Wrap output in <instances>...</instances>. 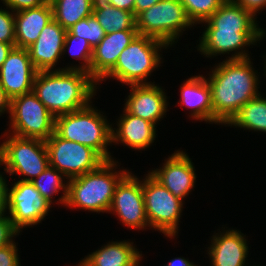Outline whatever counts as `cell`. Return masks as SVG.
Wrapping results in <instances>:
<instances>
[{
  "instance_id": "6da1fadb",
  "label": "cell",
  "mask_w": 266,
  "mask_h": 266,
  "mask_svg": "<svg viewBox=\"0 0 266 266\" xmlns=\"http://www.w3.org/2000/svg\"><path fill=\"white\" fill-rule=\"evenodd\" d=\"M250 58L224 59L211 68L207 82L211 89L213 124L226 125L236 112L261 92L258 71Z\"/></svg>"
},
{
  "instance_id": "7a4b0ae2",
  "label": "cell",
  "mask_w": 266,
  "mask_h": 266,
  "mask_svg": "<svg viewBox=\"0 0 266 266\" xmlns=\"http://www.w3.org/2000/svg\"><path fill=\"white\" fill-rule=\"evenodd\" d=\"M98 83L81 70L40 71L33 82V92L56 118L92 103Z\"/></svg>"
},
{
  "instance_id": "3957f363",
  "label": "cell",
  "mask_w": 266,
  "mask_h": 266,
  "mask_svg": "<svg viewBox=\"0 0 266 266\" xmlns=\"http://www.w3.org/2000/svg\"><path fill=\"white\" fill-rule=\"evenodd\" d=\"M120 167L114 159L105 161L99 168L84 175L70 179L66 207L88 210V212L108 213L114 192L120 180L129 172Z\"/></svg>"
},
{
  "instance_id": "277c9868",
  "label": "cell",
  "mask_w": 266,
  "mask_h": 266,
  "mask_svg": "<svg viewBox=\"0 0 266 266\" xmlns=\"http://www.w3.org/2000/svg\"><path fill=\"white\" fill-rule=\"evenodd\" d=\"M103 114L90 103L82 109L56 117L55 132L63 139L95 150L105 161L114 160L108 150L112 144V124Z\"/></svg>"
},
{
  "instance_id": "5b68a950",
  "label": "cell",
  "mask_w": 266,
  "mask_h": 266,
  "mask_svg": "<svg viewBox=\"0 0 266 266\" xmlns=\"http://www.w3.org/2000/svg\"><path fill=\"white\" fill-rule=\"evenodd\" d=\"M168 47L161 40L138 34L120 53L115 67L98 85L109 78L126 85L154 84L148 82V77L161 66L163 54L160 52Z\"/></svg>"
},
{
  "instance_id": "8992f818",
  "label": "cell",
  "mask_w": 266,
  "mask_h": 266,
  "mask_svg": "<svg viewBox=\"0 0 266 266\" xmlns=\"http://www.w3.org/2000/svg\"><path fill=\"white\" fill-rule=\"evenodd\" d=\"M0 144V167L6 174L18 176V180L32 181L49 165L46 143L40 139L21 138L5 132ZM20 178V179H19Z\"/></svg>"
},
{
  "instance_id": "52a82bcc",
  "label": "cell",
  "mask_w": 266,
  "mask_h": 266,
  "mask_svg": "<svg viewBox=\"0 0 266 266\" xmlns=\"http://www.w3.org/2000/svg\"><path fill=\"white\" fill-rule=\"evenodd\" d=\"M135 18L140 35L161 40L170 47L178 42L184 31L194 27L179 0H161Z\"/></svg>"
},
{
  "instance_id": "ba28073f",
  "label": "cell",
  "mask_w": 266,
  "mask_h": 266,
  "mask_svg": "<svg viewBox=\"0 0 266 266\" xmlns=\"http://www.w3.org/2000/svg\"><path fill=\"white\" fill-rule=\"evenodd\" d=\"M8 123L5 131L21 138L46 141L55 132V117L33 91L11 100Z\"/></svg>"
},
{
  "instance_id": "9c48e42d",
  "label": "cell",
  "mask_w": 266,
  "mask_h": 266,
  "mask_svg": "<svg viewBox=\"0 0 266 266\" xmlns=\"http://www.w3.org/2000/svg\"><path fill=\"white\" fill-rule=\"evenodd\" d=\"M142 191L150 229L175 238L184 202L155 180L149 173L142 178Z\"/></svg>"
},
{
  "instance_id": "30bf717a",
  "label": "cell",
  "mask_w": 266,
  "mask_h": 266,
  "mask_svg": "<svg viewBox=\"0 0 266 266\" xmlns=\"http://www.w3.org/2000/svg\"><path fill=\"white\" fill-rule=\"evenodd\" d=\"M49 165L68 180L99 168L105 160L93 149L61 138L54 132L46 141Z\"/></svg>"
},
{
  "instance_id": "8fae6325",
  "label": "cell",
  "mask_w": 266,
  "mask_h": 266,
  "mask_svg": "<svg viewBox=\"0 0 266 266\" xmlns=\"http://www.w3.org/2000/svg\"><path fill=\"white\" fill-rule=\"evenodd\" d=\"M7 211L13 226L21 233L25 227L40 224L52 208L31 181L18 180L8 188Z\"/></svg>"
},
{
  "instance_id": "7c38bea8",
  "label": "cell",
  "mask_w": 266,
  "mask_h": 266,
  "mask_svg": "<svg viewBox=\"0 0 266 266\" xmlns=\"http://www.w3.org/2000/svg\"><path fill=\"white\" fill-rule=\"evenodd\" d=\"M202 23L207 25L203 27L197 51L206 58L231 52L227 59L251 58L246 48L263 40V31H218L207 20Z\"/></svg>"
},
{
  "instance_id": "4fadbf2b",
  "label": "cell",
  "mask_w": 266,
  "mask_h": 266,
  "mask_svg": "<svg viewBox=\"0 0 266 266\" xmlns=\"http://www.w3.org/2000/svg\"><path fill=\"white\" fill-rule=\"evenodd\" d=\"M108 213H115L114 215H117L116 217L127 228L150 229L144 204L142 180L131 171L117 184Z\"/></svg>"
},
{
  "instance_id": "5bb4252c",
  "label": "cell",
  "mask_w": 266,
  "mask_h": 266,
  "mask_svg": "<svg viewBox=\"0 0 266 266\" xmlns=\"http://www.w3.org/2000/svg\"><path fill=\"white\" fill-rule=\"evenodd\" d=\"M163 165L148 173L173 195L184 201L195 188L197 175L194 164L186 152L177 150L164 159Z\"/></svg>"
},
{
  "instance_id": "9a60e30c",
  "label": "cell",
  "mask_w": 266,
  "mask_h": 266,
  "mask_svg": "<svg viewBox=\"0 0 266 266\" xmlns=\"http://www.w3.org/2000/svg\"><path fill=\"white\" fill-rule=\"evenodd\" d=\"M37 72L28 49L13 47L0 67V85L12 100L33 91Z\"/></svg>"
},
{
  "instance_id": "2e32d148",
  "label": "cell",
  "mask_w": 266,
  "mask_h": 266,
  "mask_svg": "<svg viewBox=\"0 0 266 266\" xmlns=\"http://www.w3.org/2000/svg\"><path fill=\"white\" fill-rule=\"evenodd\" d=\"M129 87L131 90L125 99L123 109L154 125L159 124L160 119H163L169 111L165 89L157 84L129 85Z\"/></svg>"
},
{
  "instance_id": "e0dca14e",
  "label": "cell",
  "mask_w": 266,
  "mask_h": 266,
  "mask_svg": "<svg viewBox=\"0 0 266 266\" xmlns=\"http://www.w3.org/2000/svg\"><path fill=\"white\" fill-rule=\"evenodd\" d=\"M66 32L67 30L53 19L42 29L37 40L27 48L31 62L38 72L64 70L62 67H55L63 57Z\"/></svg>"
},
{
  "instance_id": "ac0fdd59",
  "label": "cell",
  "mask_w": 266,
  "mask_h": 266,
  "mask_svg": "<svg viewBox=\"0 0 266 266\" xmlns=\"http://www.w3.org/2000/svg\"><path fill=\"white\" fill-rule=\"evenodd\" d=\"M211 244L207 248L210 266H247L249 254L248 241L238 229H229L218 233L214 232ZM247 264V265H246Z\"/></svg>"
},
{
  "instance_id": "d6986e66",
  "label": "cell",
  "mask_w": 266,
  "mask_h": 266,
  "mask_svg": "<svg viewBox=\"0 0 266 266\" xmlns=\"http://www.w3.org/2000/svg\"><path fill=\"white\" fill-rule=\"evenodd\" d=\"M138 34L137 30H122L108 33L93 48L90 75L97 83L115 67L120 53Z\"/></svg>"
},
{
  "instance_id": "ffe728a7",
  "label": "cell",
  "mask_w": 266,
  "mask_h": 266,
  "mask_svg": "<svg viewBox=\"0 0 266 266\" xmlns=\"http://www.w3.org/2000/svg\"><path fill=\"white\" fill-rule=\"evenodd\" d=\"M118 118L117 128H111L112 143H120L136 151H145L153 145L157 135L156 125L128 113L125 109Z\"/></svg>"
},
{
  "instance_id": "44dd1931",
  "label": "cell",
  "mask_w": 266,
  "mask_h": 266,
  "mask_svg": "<svg viewBox=\"0 0 266 266\" xmlns=\"http://www.w3.org/2000/svg\"><path fill=\"white\" fill-rule=\"evenodd\" d=\"M180 99L177 104L190 109L189 117L195 121L213 124L211 89L206 76H192L180 86Z\"/></svg>"
},
{
  "instance_id": "7402d4cb",
  "label": "cell",
  "mask_w": 266,
  "mask_h": 266,
  "mask_svg": "<svg viewBox=\"0 0 266 266\" xmlns=\"http://www.w3.org/2000/svg\"><path fill=\"white\" fill-rule=\"evenodd\" d=\"M15 47L28 48L40 36L42 29L53 20V10L49 1L45 4L14 13Z\"/></svg>"
},
{
  "instance_id": "603a6c76",
  "label": "cell",
  "mask_w": 266,
  "mask_h": 266,
  "mask_svg": "<svg viewBox=\"0 0 266 266\" xmlns=\"http://www.w3.org/2000/svg\"><path fill=\"white\" fill-rule=\"evenodd\" d=\"M130 240L111 241L93 251L75 266H133L142 259V251Z\"/></svg>"
},
{
  "instance_id": "cb8c5ba5",
  "label": "cell",
  "mask_w": 266,
  "mask_h": 266,
  "mask_svg": "<svg viewBox=\"0 0 266 266\" xmlns=\"http://www.w3.org/2000/svg\"><path fill=\"white\" fill-rule=\"evenodd\" d=\"M207 21L218 31H263V38L266 37L257 18L233 0H226Z\"/></svg>"
},
{
  "instance_id": "d4e9b609",
  "label": "cell",
  "mask_w": 266,
  "mask_h": 266,
  "mask_svg": "<svg viewBox=\"0 0 266 266\" xmlns=\"http://www.w3.org/2000/svg\"><path fill=\"white\" fill-rule=\"evenodd\" d=\"M262 96L245 103L225 126L266 133V97Z\"/></svg>"
},
{
  "instance_id": "484cf974",
  "label": "cell",
  "mask_w": 266,
  "mask_h": 266,
  "mask_svg": "<svg viewBox=\"0 0 266 266\" xmlns=\"http://www.w3.org/2000/svg\"><path fill=\"white\" fill-rule=\"evenodd\" d=\"M53 19L65 30L92 15V0H51Z\"/></svg>"
},
{
  "instance_id": "4316f807",
  "label": "cell",
  "mask_w": 266,
  "mask_h": 266,
  "mask_svg": "<svg viewBox=\"0 0 266 266\" xmlns=\"http://www.w3.org/2000/svg\"><path fill=\"white\" fill-rule=\"evenodd\" d=\"M65 179H67L65 181ZM35 188L39 191L40 195L44 197L51 204L56 201L57 205L66 204V198L68 194V178L54 167L48 165L47 168L34 180L31 181ZM66 182V183H65ZM62 191L63 194L56 200H52L53 195H59ZM60 203V204H58Z\"/></svg>"
},
{
  "instance_id": "83f0119b",
  "label": "cell",
  "mask_w": 266,
  "mask_h": 266,
  "mask_svg": "<svg viewBox=\"0 0 266 266\" xmlns=\"http://www.w3.org/2000/svg\"><path fill=\"white\" fill-rule=\"evenodd\" d=\"M97 22L105 30L106 34L122 31L137 30L136 18L133 12L109 5L105 9H92Z\"/></svg>"
},
{
  "instance_id": "f1b7e54d",
  "label": "cell",
  "mask_w": 266,
  "mask_h": 266,
  "mask_svg": "<svg viewBox=\"0 0 266 266\" xmlns=\"http://www.w3.org/2000/svg\"><path fill=\"white\" fill-rule=\"evenodd\" d=\"M67 52L70 53L73 58L82 61L79 62V65H67V67H64V70H81L90 74L93 48L86 39L76 37L67 30L62 52L63 56L67 54Z\"/></svg>"
},
{
  "instance_id": "f546056e",
  "label": "cell",
  "mask_w": 266,
  "mask_h": 266,
  "mask_svg": "<svg viewBox=\"0 0 266 266\" xmlns=\"http://www.w3.org/2000/svg\"><path fill=\"white\" fill-rule=\"evenodd\" d=\"M194 26L206 21L226 0H179Z\"/></svg>"
},
{
  "instance_id": "4dcf8cb0",
  "label": "cell",
  "mask_w": 266,
  "mask_h": 266,
  "mask_svg": "<svg viewBox=\"0 0 266 266\" xmlns=\"http://www.w3.org/2000/svg\"><path fill=\"white\" fill-rule=\"evenodd\" d=\"M68 31L76 37L86 39L92 48H95L106 35L105 30L93 14L78 21Z\"/></svg>"
},
{
  "instance_id": "1f68e13d",
  "label": "cell",
  "mask_w": 266,
  "mask_h": 266,
  "mask_svg": "<svg viewBox=\"0 0 266 266\" xmlns=\"http://www.w3.org/2000/svg\"><path fill=\"white\" fill-rule=\"evenodd\" d=\"M0 42L15 44L14 12L6 6L0 8Z\"/></svg>"
},
{
  "instance_id": "d6a6232c",
  "label": "cell",
  "mask_w": 266,
  "mask_h": 266,
  "mask_svg": "<svg viewBox=\"0 0 266 266\" xmlns=\"http://www.w3.org/2000/svg\"><path fill=\"white\" fill-rule=\"evenodd\" d=\"M19 234L8 215L0 216V248L12 244Z\"/></svg>"
},
{
  "instance_id": "836d02e7",
  "label": "cell",
  "mask_w": 266,
  "mask_h": 266,
  "mask_svg": "<svg viewBox=\"0 0 266 266\" xmlns=\"http://www.w3.org/2000/svg\"><path fill=\"white\" fill-rule=\"evenodd\" d=\"M16 244L14 241L12 244L0 248V266H21Z\"/></svg>"
},
{
  "instance_id": "e575fe53",
  "label": "cell",
  "mask_w": 266,
  "mask_h": 266,
  "mask_svg": "<svg viewBox=\"0 0 266 266\" xmlns=\"http://www.w3.org/2000/svg\"><path fill=\"white\" fill-rule=\"evenodd\" d=\"M4 6H7L12 12L35 8L45 4L46 0H1Z\"/></svg>"
},
{
  "instance_id": "d590c367",
  "label": "cell",
  "mask_w": 266,
  "mask_h": 266,
  "mask_svg": "<svg viewBox=\"0 0 266 266\" xmlns=\"http://www.w3.org/2000/svg\"><path fill=\"white\" fill-rule=\"evenodd\" d=\"M246 11L250 12L255 18L257 13L260 14L266 9V0H233ZM260 11V12H259Z\"/></svg>"
},
{
  "instance_id": "8d00e7d4",
  "label": "cell",
  "mask_w": 266,
  "mask_h": 266,
  "mask_svg": "<svg viewBox=\"0 0 266 266\" xmlns=\"http://www.w3.org/2000/svg\"><path fill=\"white\" fill-rule=\"evenodd\" d=\"M6 176L0 172V216L7 214L8 183Z\"/></svg>"
},
{
  "instance_id": "74e56055",
  "label": "cell",
  "mask_w": 266,
  "mask_h": 266,
  "mask_svg": "<svg viewBox=\"0 0 266 266\" xmlns=\"http://www.w3.org/2000/svg\"><path fill=\"white\" fill-rule=\"evenodd\" d=\"M161 0H135L134 2V16L143 12L144 10L150 8L152 5L160 2Z\"/></svg>"
},
{
  "instance_id": "f35d334b",
  "label": "cell",
  "mask_w": 266,
  "mask_h": 266,
  "mask_svg": "<svg viewBox=\"0 0 266 266\" xmlns=\"http://www.w3.org/2000/svg\"><path fill=\"white\" fill-rule=\"evenodd\" d=\"M11 99L7 96L5 90L0 85V116L5 112L10 113Z\"/></svg>"
},
{
  "instance_id": "ab89813d",
  "label": "cell",
  "mask_w": 266,
  "mask_h": 266,
  "mask_svg": "<svg viewBox=\"0 0 266 266\" xmlns=\"http://www.w3.org/2000/svg\"><path fill=\"white\" fill-rule=\"evenodd\" d=\"M134 2L135 0H110V5L134 14Z\"/></svg>"
},
{
  "instance_id": "60d3db41",
  "label": "cell",
  "mask_w": 266,
  "mask_h": 266,
  "mask_svg": "<svg viewBox=\"0 0 266 266\" xmlns=\"http://www.w3.org/2000/svg\"><path fill=\"white\" fill-rule=\"evenodd\" d=\"M13 47H15V44L0 42V67L6 60L9 52L12 50Z\"/></svg>"
},
{
  "instance_id": "b9f144b4",
  "label": "cell",
  "mask_w": 266,
  "mask_h": 266,
  "mask_svg": "<svg viewBox=\"0 0 266 266\" xmlns=\"http://www.w3.org/2000/svg\"><path fill=\"white\" fill-rule=\"evenodd\" d=\"M164 266H198L184 257H176L168 262Z\"/></svg>"
},
{
  "instance_id": "7bdbcfd3",
  "label": "cell",
  "mask_w": 266,
  "mask_h": 266,
  "mask_svg": "<svg viewBox=\"0 0 266 266\" xmlns=\"http://www.w3.org/2000/svg\"><path fill=\"white\" fill-rule=\"evenodd\" d=\"M110 5V0H92V9H105Z\"/></svg>"
},
{
  "instance_id": "ee69618b",
  "label": "cell",
  "mask_w": 266,
  "mask_h": 266,
  "mask_svg": "<svg viewBox=\"0 0 266 266\" xmlns=\"http://www.w3.org/2000/svg\"><path fill=\"white\" fill-rule=\"evenodd\" d=\"M264 60H265V61H264V62H265L264 65H265V66L263 67V69H264V73H265V74H263V75H265V77H266V55H265V59H264Z\"/></svg>"
},
{
  "instance_id": "f6af8a7d",
  "label": "cell",
  "mask_w": 266,
  "mask_h": 266,
  "mask_svg": "<svg viewBox=\"0 0 266 266\" xmlns=\"http://www.w3.org/2000/svg\"><path fill=\"white\" fill-rule=\"evenodd\" d=\"M140 262H142V260H138L133 266H140Z\"/></svg>"
}]
</instances>
